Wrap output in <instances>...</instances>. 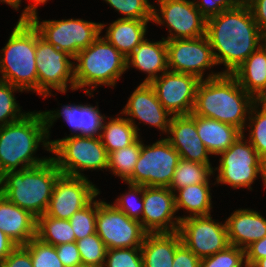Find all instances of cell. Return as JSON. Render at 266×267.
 I'll return each instance as SVG.
<instances>
[{
    "label": "cell",
    "instance_id": "obj_41",
    "mask_svg": "<svg viewBox=\"0 0 266 267\" xmlns=\"http://www.w3.org/2000/svg\"><path fill=\"white\" fill-rule=\"evenodd\" d=\"M244 263V264H243ZM245 250L229 245L225 250L201 259L200 267H245Z\"/></svg>",
    "mask_w": 266,
    "mask_h": 267
},
{
    "label": "cell",
    "instance_id": "obj_31",
    "mask_svg": "<svg viewBox=\"0 0 266 267\" xmlns=\"http://www.w3.org/2000/svg\"><path fill=\"white\" fill-rule=\"evenodd\" d=\"M36 237L53 246L76 242L69 220L56 219L46 213L37 218Z\"/></svg>",
    "mask_w": 266,
    "mask_h": 267
},
{
    "label": "cell",
    "instance_id": "obj_44",
    "mask_svg": "<svg viewBox=\"0 0 266 267\" xmlns=\"http://www.w3.org/2000/svg\"><path fill=\"white\" fill-rule=\"evenodd\" d=\"M55 248L64 267H76L82 263L76 242L60 244Z\"/></svg>",
    "mask_w": 266,
    "mask_h": 267
},
{
    "label": "cell",
    "instance_id": "obj_40",
    "mask_svg": "<svg viewBox=\"0 0 266 267\" xmlns=\"http://www.w3.org/2000/svg\"><path fill=\"white\" fill-rule=\"evenodd\" d=\"M24 247L30 252L33 267H64L53 245L46 244L37 237Z\"/></svg>",
    "mask_w": 266,
    "mask_h": 267
},
{
    "label": "cell",
    "instance_id": "obj_12",
    "mask_svg": "<svg viewBox=\"0 0 266 267\" xmlns=\"http://www.w3.org/2000/svg\"><path fill=\"white\" fill-rule=\"evenodd\" d=\"M96 233L107 249L140 248L146 231L113 204L97 200Z\"/></svg>",
    "mask_w": 266,
    "mask_h": 267
},
{
    "label": "cell",
    "instance_id": "obj_45",
    "mask_svg": "<svg viewBox=\"0 0 266 267\" xmlns=\"http://www.w3.org/2000/svg\"><path fill=\"white\" fill-rule=\"evenodd\" d=\"M0 267H33L30 252L24 246H17L0 262Z\"/></svg>",
    "mask_w": 266,
    "mask_h": 267
},
{
    "label": "cell",
    "instance_id": "obj_52",
    "mask_svg": "<svg viewBox=\"0 0 266 267\" xmlns=\"http://www.w3.org/2000/svg\"><path fill=\"white\" fill-rule=\"evenodd\" d=\"M251 267H266V258L257 260Z\"/></svg>",
    "mask_w": 266,
    "mask_h": 267
},
{
    "label": "cell",
    "instance_id": "obj_39",
    "mask_svg": "<svg viewBox=\"0 0 266 267\" xmlns=\"http://www.w3.org/2000/svg\"><path fill=\"white\" fill-rule=\"evenodd\" d=\"M121 13L120 19L153 20V5L148 0H104Z\"/></svg>",
    "mask_w": 266,
    "mask_h": 267
},
{
    "label": "cell",
    "instance_id": "obj_46",
    "mask_svg": "<svg viewBox=\"0 0 266 267\" xmlns=\"http://www.w3.org/2000/svg\"><path fill=\"white\" fill-rule=\"evenodd\" d=\"M199 259L183 242L176 248L172 267H200Z\"/></svg>",
    "mask_w": 266,
    "mask_h": 267
},
{
    "label": "cell",
    "instance_id": "obj_10",
    "mask_svg": "<svg viewBox=\"0 0 266 267\" xmlns=\"http://www.w3.org/2000/svg\"><path fill=\"white\" fill-rule=\"evenodd\" d=\"M36 67L38 74V95L46 98L51 91L66 93L67 88L76 90L74 81V60L65 51L55 48L44 40L36 29Z\"/></svg>",
    "mask_w": 266,
    "mask_h": 267
},
{
    "label": "cell",
    "instance_id": "obj_17",
    "mask_svg": "<svg viewBox=\"0 0 266 267\" xmlns=\"http://www.w3.org/2000/svg\"><path fill=\"white\" fill-rule=\"evenodd\" d=\"M100 193L87 177L61 175L54 186L46 214L56 219L69 220Z\"/></svg>",
    "mask_w": 266,
    "mask_h": 267
},
{
    "label": "cell",
    "instance_id": "obj_19",
    "mask_svg": "<svg viewBox=\"0 0 266 267\" xmlns=\"http://www.w3.org/2000/svg\"><path fill=\"white\" fill-rule=\"evenodd\" d=\"M121 115H126L127 120L140 130L135 124V119L143 121L145 125L158 128L162 133L167 134L172 115L158 101L154 88L148 83H140L128 98L126 106L122 109ZM128 116H130L128 118ZM169 117V118H168ZM134 118V119H133Z\"/></svg>",
    "mask_w": 266,
    "mask_h": 267
},
{
    "label": "cell",
    "instance_id": "obj_50",
    "mask_svg": "<svg viewBox=\"0 0 266 267\" xmlns=\"http://www.w3.org/2000/svg\"><path fill=\"white\" fill-rule=\"evenodd\" d=\"M32 1H33L32 4L30 3L24 8V10H22L19 20H29L34 14H38L37 6L40 4H45L48 0H32Z\"/></svg>",
    "mask_w": 266,
    "mask_h": 267
},
{
    "label": "cell",
    "instance_id": "obj_11",
    "mask_svg": "<svg viewBox=\"0 0 266 267\" xmlns=\"http://www.w3.org/2000/svg\"><path fill=\"white\" fill-rule=\"evenodd\" d=\"M179 159V153L166 138H161L152 145H145L141 140L140 156L132 176L126 182L169 188Z\"/></svg>",
    "mask_w": 266,
    "mask_h": 267
},
{
    "label": "cell",
    "instance_id": "obj_26",
    "mask_svg": "<svg viewBox=\"0 0 266 267\" xmlns=\"http://www.w3.org/2000/svg\"><path fill=\"white\" fill-rule=\"evenodd\" d=\"M256 100L266 96V50L262 45L231 73Z\"/></svg>",
    "mask_w": 266,
    "mask_h": 267
},
{
    "label": "cell",
    "instance_id": "obj_51",
    "mask_svg": "<svg viewBox=\"0 0 266 267\" xmlns=\"http://www.w3.org/2000/svg\"><path fill=\"white\" fill-rule=\"evenodd\" d=\"M1 3H6L14 10H19V6L21 5V0H0Z\"/></svg>",
    "mask_w": 266,
    "mask_h": 267
},
{
    "label": "cell",
    "instance_id": "obj_28",
    "mask_svg": "<svg viewBox=\"0 0 266 267\" xmlns=\"http://www.w3.org/2000/svg\"><path fill=\"white\" fill-rule=\"evenodd\" d=\"M151 21L118 18L109 24L104 38L127 58L145 39L147 24Z\"/></svg>",
    "mask_w": 266,
    "mask_h": 267
},
{
    "label": "cell",
    "instance_id": "obj_18",
    "mask_svg": "<svg viewBox=\"0 0 266 267\" xmlns=\"http://www.w3.org/2000/svg\"><path fill=\"white\" fill-rule=\"evenodd\" d=\"M141 226L147 233L175 232L180 227L174 192L165 187L143 186ZM175 216V217H174Z\"/></svg>",
    "mask_w": 266,
    "mask_h": 267
},
{
    "label": "cell",
    "instance_id": "obj_6",
    "mask_svg": "<svg viewBox=\"0 0 266 267\" xmlns=\"http://www.w3.org/2000/svg\"><path fill=\"white\" fill-rule=\"evenodd\" d=\"M73 61L76 90L82 88L85 94L91 97H94L92 92L97 86L114 87L127 71L126 57L103 36H99L87 48L82 49Z\"/></svg>",
    "mask_w": 266,
    "mask_h": 267
},
{
    "label": "cell",
    "instance_id": "obj_36",
    "mask_svg": "<svg viewBox=\"0 0 266 267\" xmlns=\"http://www.w3.org/2000/svg\"><path fill=\"white\" fill-rule=\"evenodd\" d=\"M76 244L83 264L103 267L108 249L97 233L77 240Z\"/></svg>",
    "mask_w": 266,
    "mask_h": 267
},
{
    "label": "cell",
    "instance_id": "obj_1",
    "mask_svg": "<svg viewBox=\"0 0 266 267\" xmlns=\"http://www.w3.org/2000/svg\"><path fill=\"white\" fill-rule=\"evenodd\" d=\"M206 36L217 65L223 64L222 72L228 74L256 51L262 41V31L244 1L206 20Z\"/></svg>",
    "mask_w": 266,
    "mask_h": 267
},
{
    "label": "cell",
    "instance_id": "obj_14",
    "mask_svg": "<svg viewBox=\"0 0 266 267\" xmlns=\"http://www.w3.org/2000/svg\"><path fill=\"white\" fill-rule=\"evenodd\" d=\"M178 231L182 242L199 259L212 256L230 245L226 223L216 222L211 214L181 220Z\"/></svg>",
    "mask_w": 266,
    "mask_h": 267
},
{
    "label": "cell",
    "instance_id": "obj_21",
    "mask_svg": "<svg viewBox=\"0 0 266 267\" xmlns=\"http://www.w3.org/2000/svg\"><path fill=\"white\" fill-rule=\"evenodd\" d=\"M168 136L166 139L179 153L180 158L199 162L202 164H211L209 151L201 141L195 122V115L172 116Z\"/></svg>",
    "mask_w": 266,
    "mask_h": 267
},
{
    "label": "cell",
    "instance_id": "obj_2",
    "mask_svg": "<svg viewBox=\"0 0 266 267\" xmlns=\"http://www.w3.org/2000/svg\"><path fill=\"white\" fill-rule=\"evenodd\" d=\"M256 101L232 74L211 72L198 84L192 113L232 125L244 133Z\"/></svg>",
    "mask_w": 266,
    "mask_h": 267
},
{
    "label": "cell",
    "instance_id": "obj_54",
    "mask_svg": "<svg viewBox=\"0 0 266 267\" xmlns=\"http://www.w3.org/2000/svg\"><path fill=\"white\" fill-rule=\"evenodd\" d=\"M76 267H98V266L81 263L80 265H78Z\"/></svg>",
    "mask_w": 266,
    "mask_h": 267
},
{
    "label": "cell",
    "instance_id": "obj_23",
    "mask_svg": "<svg viewBox=\"0 0 266 267\" xmlns=\"http://www.w3.org/2000/svg\"><path fill=\"white\" fill-rule=\"evenodd\" d=\"M132 66L145 72L147 77L141 83L150 84L154 79L168 71L166 40L148 41L146 38L126 58L127 70Z\"/></svg>",
    "mask_w": 266,
    "mask_h": 267
},
{
    "label": "cell",
    "instance_id": "obj_43",
    "mask_svg": "<svg viewBox=\"0 0 266 267\" xmlns=\"http://www.w3.org/2000/svg\"><path fill=\"white\" fill-rule=\"evenodd\" d=\"M197 9L202 16L208 20L211 17L217 16L222 11L235 8L243 0H194ZM197 1V2H196Z\"/></svg>",
    "mask_w": 266,
    "mask_h": 267
},
{
    "label": "cell",
    "instance_id": "obj_42",
    "mask_svg": "<svg viewBox=\"0 0 266 267\" xmlns=\"http://www.w3.org/2000/svg\"><path fill=\"white\" fill-rule=\"evenodd\" d=\"M103 267H143L141 249H108Z\"/></svg>",
    "mask_w": 266,
    "mask_h": 267
},
{
    "label": "cell",
    "instance_id": "obj_27",
    "mask_svg": "<svg viewBox=\"0 0 266 267\" xmlns=\"http://www.w3.org/2000/svg\"><path fill=\"white\" fill-rule=\"evenodd\" d=\"M197 133L211 155L227 150L243 133L237 127L218 120L196 116Z\"/></svg>",
    "mask_w": 266,
    "mask_h": 267
},
{
    "label": "cell",
    "instance_id": "obj_16",
    "mask_svg": "<svg viewBox=\"0 0 266 267\" xmlns=\"http://www.w3.org/2000/svg\"><path fill=\"white\" fill-rule=\"evenodd\" d=\"M200 81L195 75L168 70L154 79L150 85L162 106L172 116H180L193 112Z\"/></svg>",
    "mask_w": 266,
    "mask_h": 267
},
{
    "label": "cell",
    "instance_id": "obj_24",
    "mask_svg": "<svg viewBox=\"0 0 266 267\" xmlns=\"http://www.w3.org/2000/svg\"><path fill=\"white\" fill-rule=\"evenodd\" d=\"M36 225V217L0 193V230L17 246H24L36 237Z\"/></svg>",
    "mask_w": 266,
    "mask_h": 267
},
{
    "label": "cell",
    "instance_id": "obj_37",
    "mask_svg": "<svg viewBox=\"0 0 266 267\" xmlns=\"http://www.w3.org/2000/svg\"><path fill=\"white\" fill-rule=\"evenodd\" d=\"M126 183L129 188L128 192L120 195L113 205L118 210L124 212L129 218L141 221L144 210L143 185Z\"/></svg>",
    "mask_w": 266,
    "mask_h": 267
},
{
    "label": "cell",
    "instance_id": "obj_34",
    "mask_svg": "<svg viewBox=\"0 0 266 267\" xmlns=\"http://www.w3.org/2000/svg\"><path fill=\"white\" fill-rule=\"evenodd\" d=\"M246 127L250 128L249 142L266 162V104L257 100L252 106Z\"/></svg>",
    "mask_w": 266,
    "mask_h": 267
},
{
    "label": "cell",
    "instance_id": "obj_47",
    "mask_svg": "<svg viewBox=\"0 0 266 267\" xmlns=\"http://www.w3.org/2000/svg\"><path fill=\"white\" fill-rule=\"evenodd\" d=\"M250 8L261 31L266 29V0H243Z\"/></svg>",
    "mask_w": 266,
    "mask_h": 267
},
{
    "label": "cell",
    "instance_id": "obj_8",
    "mask_svg": "<svg viewBox=\"0 0 266 267\" xmlns=\"http://www.w3.org/2000/svg\"><path fill=\"white\" fill-rule=\"evenodd\" d=\"M242 133L238 139L224 152L220 153L219 166L216 175L217 184H227L234 189L248 188L258 175L261 176L266 187V162L258 155L256 149Z\"/></svg>",
    "mask_w": 266,
    "mask_h": 267
},
{
    "label": "cell",
    "instance_id": "obj_4",
    "mask_svg": "<svg viewBox=\"0 0 266 267\" xmlns=\"http://www.w3.org/2000/svg\"><path fill=\"white\" fill-rule=\"evenodd\" d=\"M61 175L50 156L38 166L3 174L0 177V193L38 218L46 213L55 183Z\"/></svg>",
    "mask_w": 266,
    "mask_h": 267
},
{
    "label": "cell",
    "instance_id": "obj_22",
    "mask_svg": "<svg viewBox=\"0 0 266 267\" xmlns=\"http://www.w3.org/2000/svg\"><path fill=\"white\" fill-rule=\"evenodd\" d=\"M230 245L246 249L266 236V218L252 209H238L225 221Z\"/></svg>",
    "mask_w": 266,
    "mask_h": 267
},
{
    "label": "cell",
    "instance_id": "obj_30",
    "mask_svg": "<svg viewBox=\"0 0 266 267\" xmlns=\"http://www.w3.org/2000/svg\"><path fill=\"white\" fill-rule=\"evenodd\" d=\"M118 116L110 117L109 121H106L108 117H105L102 124L100 138L108 154L133 144L141 137L127 118Z\"/></svg>",
    "mask_w": 266,
    "mask_h": 267
},
{
    "label": "cell",
    "instance_id": "obj_53",
    "mask_svg": "<svg viewBox=\"0 0 266 267\" xmlns=\"http://www.w3.org/2000/svg\"><path fill=\"white\" fill-rule=\"evenodd\" d=\"M261 45L266 50V29L264 31H262Z\"/></svg>",
    "mask_w": 266,
    "mask_h": 267
},
{
    "label": "cell",
    "instance_id": "obj_5",
    "mask_svg": "<svg viewBox=\"0 0 266 267\" xmlns=\"http://www.w3.org/2000/svg\"><path fill=\"white\" fill-rule=\"evenodd\" d=\"M0 51V81L38 94L36 28L33 24L29 20H19Z\"/></svg>",
    "mask_w": 266,
    "mask_h": 267
},
{
    "label": "cell",
    "instance_id": "obj_13",
    "mask_svg": "<svg viewBox=\"0 0 266 267\" xmlns=\"http://www.w3.org/2000/svg\"><path fill=\"white\" fill-rule=\"evenodd\" d=\"M153 4V23L165 25L168 36L165 40L191 39L206 35V19L197 9L194 0H156ZM160 11V12H158Z\"/></svg>",
    "mask_w": 266,
    "mask_h": 267
},
{
    "label": "cell",
    "instance_id": "obj_38",
    "mask_svg": "<svg viewBox=\"0 0 266 267\" xmlns=\"http://www.w3.org/2000/svg\"><path fill=\"white\" fill-rule=\"evenodd\" d=\"M96 212L97 199H93L87 206L70 217L69 222L76 241L96 233Z\"/></svg>",
    "mask_w": 266,
    "mask_h": 267
},
{
    "label": "cell",
    "instance_id": "obj_25",
    "mask_svg": "<svg viewBox=\"0 0 266 267\" xmlns=\"http://www.w3.org/2000/svg\"><path fill=\"white\" fill-rule=\"evenodd\" d=\"M181 243L179 231L146 233L140 247L143 267H172L176 248Z\"/></svg>",
    "mask_w": 266,
    "mask_h": 267
},
{
    "label": "cell",
    "instance_id": "obj_48",
    "mask_svg": "<svg viewBox=\"0 0 266 267\" xmlns=\"http://www.w3.org/2000/svg\"><path fill=\"white\" fill-rule=\"evenodd\" d=\"M246 265L252 266L257 260L266 258V236L253 242L245 249Z\"/></svg>",
    "mask_w": 266,
    "mask_h": 267
},
{
    "label": "cell",
    "instance_id": "obj_15",
    "mask_svg": "<svg viewBox=\"0 0 266 267\" xmlns=\"http://www.w3.org/2000/svg\"><path fill=\"white\" fill-rule=\"evenodd\" d=\"M168 69L204 80V71L217 65L207 36L166 40Z\"/></svg>",
    "mask_w": 266,
    "mask_h": 267
},
{
    "label": "cell",
    "instance_id": "obj_35",
    "mask_svg": "<svg viewBox=\"0 0 266 267\" xmlns=\"http://www.w3.org/2000/svg\"><path fill=\"white\" fill-rule=\"evenodd\" d=\"M14 92H23L10 83L0 81V127L20 120L28 112L21 108L14 97Z\"/></svg>",
    "mask_w": 266,
    "mask_h": 267
},
{
    "label": "cell",
    "instance_id": "obj_29",
    "mask_svg": "<svg viewBox=\"0 0 266 267\" xmlns=\"http://www.w3.org/2000/svg\"><path fill=\"white\" fill-rule=\"evenodd\" d=\"M210 183L192 184L174 192L176 210L184 209L189 215L181 216L180 221L194 216L211 214L212 197Z\"/></svg>",
    "mask_w": 266,
    "mask_h": 267
},
{
    "label": "cell",
    "instance_id": "obj_49",
    "mask_svg": "<svg viewBox=\"0 0 266 267\" xmlns=\"http://www.w3.org/2000/svg\"><path fill=\"white\" fill-rule=\"evenodd\" d=\"M17 245L0 230V262H2Z\"/></svg>",
    "mask_w": 266,
    "mask_h": 267
},
{
    "label": "cell",
    "instance_id": "obj_20",
    "mask_svg": "<svg viewBox=\"0 0 266 267\" xmlns=\"http://www.w3.org/2000/svg\"><path fill=\"white\" fill-rule=\"evenodd\" d=\"M48 137L50 129L58 118L63 117L64 121L72 128V135L99 137L105 116L100 113L99 107L89 104H67L62 105L60 110L42 111ZM73 132V133H72Z\"/></svg>",
    "mask_w": 266,
    "mask_h": 267
},
{
    "label": "cell",
    "instance_id": "obj_7",
    "mask_svg": "<svg viewBox=\"0 0 266 267\" xmlns=\"http://www.w3.org/2000/svg\"><path fill=\"white\" fill-rule=\"evenodd\" d=\"M51 158L63 175L86 177L84 170H108L109 154L99 137L65 136L49 141Z\"/></svg>",
    "mask_w": 266,
    "mask_h": 267
},
{
    "label": "cell",
    "instance_id": "obj_33",
    "mask_svg": "<svg viewBox=\"0 0 266 267\" xmlns=\"http://www.w3.org/2000/svg\"><path fill=\"white\" fill-rule=\"evenodd\" d=\"M140 153L141 138L139 137L133 144L109 153L108 170L126 182L133 174Z\"/></svg>",
    "mask_w": 266,
    "mask_h": 267
},
{
    "label": "cell",
    "instance_id": "obj_32",
    "mask_svg": "<svg viewBox=\"0 0 266 267\" xmlns=\"http://www.w3.org/2000/svg\"><path fill=\"white\" fill-rule=\"evenodd\" d=\"M213 169L212 164H202L180 158L169 189L175 192L192 184L210 183V176L215 174Z\"/></svg>",
    "mask_w": 266,
    "mask_h": 267
},
{
    "label": "cell",
    "instance_id": "obj_3",
    "mask_svg": "<svg viewBox=\"0 0 266 267\" xmlns=\"http://www.w3.org/2000/svg\"><path fill=\"white\" fill-rule=\"evenodd\" d=\"M41 145L51 152L45 120L41 111L25 114L20 120L0 127V177L9 171L38 166L50 159L34 153Z\"/></svg>",
    "mask_w": 266,
    "mask_h": 267
},
{
    "label": "cell",
    "instance_id": "obj_9",
    "mask_svg": "<svg viewBox=\"0 0 266 267\" xmlns=\"http://www.w3.org/2000/svg\"><path fill=\"white\" fill-rule=\"evenodd\" d=\"M37 14L29 21L39 31L40 36L55 48L65 51L73 58L92 44L102 33L106 24L83 19L43 20Z\"/></svg>",
    "mask_w": 266,
    "mask_h": 267
}]
</instances>
